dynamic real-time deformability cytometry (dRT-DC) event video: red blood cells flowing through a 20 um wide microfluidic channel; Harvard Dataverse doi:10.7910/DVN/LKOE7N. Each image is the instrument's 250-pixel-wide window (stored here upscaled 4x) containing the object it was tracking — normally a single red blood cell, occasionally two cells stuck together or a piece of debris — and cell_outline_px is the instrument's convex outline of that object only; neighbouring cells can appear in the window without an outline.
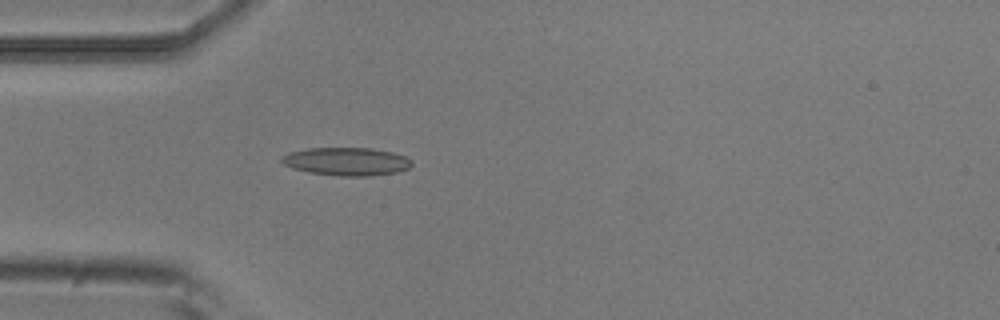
{"species": "common noctule bat (a hibernating species)", "species_latin": "Nyctalus noctula", "temperature_condition": "room temperature", "stored_images_in_passage": 5, "camera_frame_rate_fps": 3000, "um_per_image_px": 0.085, "animal": {"sex": "male", "body_mass_g": 20.5, "forearm_length_mm": 52.5}, "frame": {"image": 1, "passage_image": 5, "time_ms": 1.333, "image_size_px": [1000, 320], "cell_outline_px": [[412, 164], [408, 168], [396, 172], [368, 176], [340, 176], [308, 172], [292, 168], [284, 164], [280, 160], [280, 156], [288, 152], [308, 148], [372, 148], [392, 152], [404, 156], [412, 160]], "centroid_in_image_um": [29.42, 13.72], "position_along_channel_um": 55.6, "area_um2": 21.33}}